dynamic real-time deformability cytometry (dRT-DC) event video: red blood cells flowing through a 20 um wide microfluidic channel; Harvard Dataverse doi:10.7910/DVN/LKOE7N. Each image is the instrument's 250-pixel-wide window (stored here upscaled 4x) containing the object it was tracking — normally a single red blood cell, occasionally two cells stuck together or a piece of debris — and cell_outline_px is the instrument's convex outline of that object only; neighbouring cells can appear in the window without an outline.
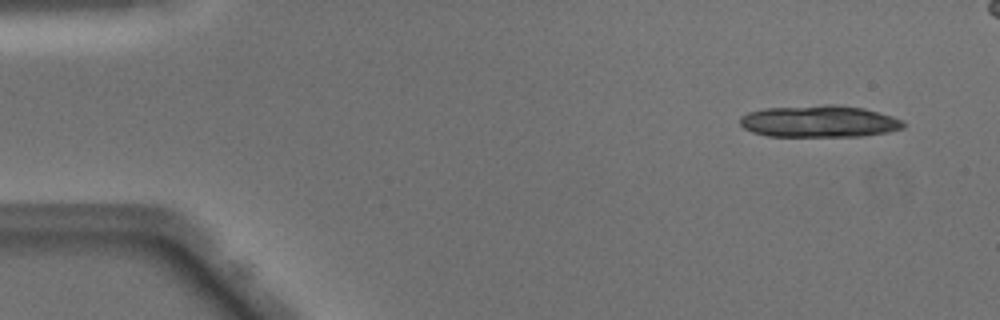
{"species": "Egyptian fruit bat (a non-hibernating species)", "species_latin": "Rousettus aegyptiacus", "temperature_condition": "warm", "stored_images_in_passage": 17, "camera_frame_rate_fps": 3000, "um_per_image_px": 0.085, "animal": {"sex": "male"}, "frame": {"image": 1, "passage_image": 3, "time_ms": 0.667, "image_size_px": [1000, 320], "cell_outline_px": [[904, 128], [888, 132], [860, 136], [768, 136], [752, 132], [744, 128], [740, 124], [740, 116], [748, 112], [764, 108], [824, 104], [840, 104], [864, 108], [880, 112], [904, 120]], "centroid_in_image_um": [69.64, 10.3], "position_along_channel_um": 15.4, "area_um2": 30.69}}